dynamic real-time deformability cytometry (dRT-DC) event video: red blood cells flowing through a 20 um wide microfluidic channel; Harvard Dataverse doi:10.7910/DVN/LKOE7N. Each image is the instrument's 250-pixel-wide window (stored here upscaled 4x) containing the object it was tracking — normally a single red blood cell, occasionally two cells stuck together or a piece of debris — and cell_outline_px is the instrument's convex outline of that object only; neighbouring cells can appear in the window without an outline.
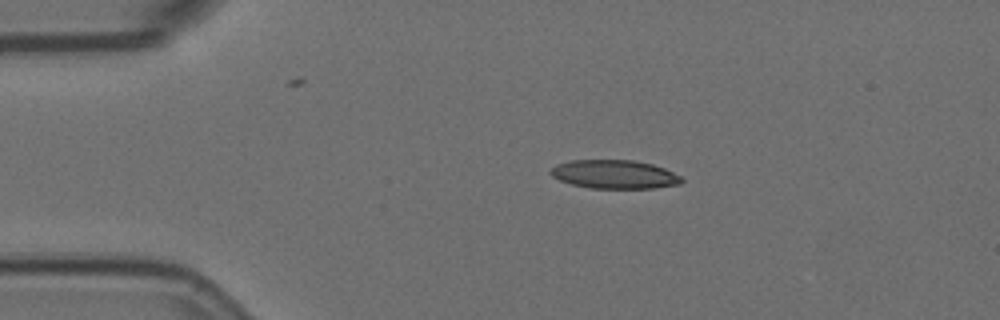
{"species": "Egyptian fruit bat (a non-hibernating species)", "species_latin": "Rousettus aegyptiacus", "temperature_condition": "room temperature", "stored_images_in_passage": 7, "camera_frame_rate_fps": 3000, "um_per_image_px": 0.085, "animal": {"sex": "female"}, "frame": {"image": 1, "passage_image": 1, "time_ms": 0.0, "image_size_px": [1000, 320], "cell_outline_px": [[684, 180], [680, 184], [656, 188], [592, 188], [572, 184], [560, 180], [552, 176], [548, 172], [556, 164], [572, 160], [632, 160], [652, 164], [664, 168], [680, 176]], "centroid_in_image_um": [52.23, 14.82], "position_along_channel_um": 32.8, "area_um2": 21.79}}
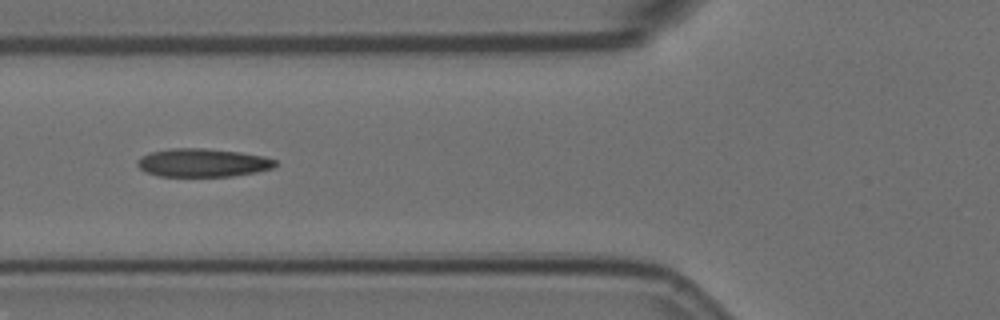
{"frame": {"image": 2, "passage_image": 4, "time_ms": 1.0, "image_size_px": [1000, 320], "cell_outline_px": [[276, 164], [272, 168], [256, 172], [232, 176], [160, 176], [144, 172], [136, 164], [136, 160], [140, 156], [152, 152], [172, 148], [204, 148], [240, 152], [264, 156], [276, 160]], "centroid_in_image_um": [17.2, 13.83], "position_along_channel_um": 108.6, "area_um2": 22.77}}
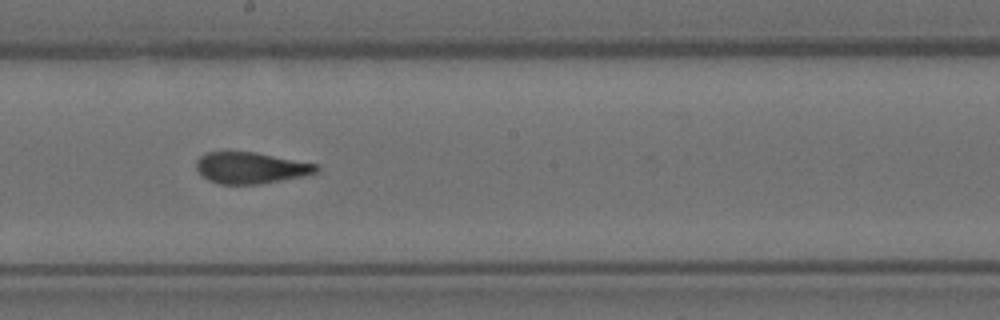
{"frame": {"image": 3, "passage_image": 7, "time_ms": 2.0, "image_size_px": [1000, 320], "cell_outline_px": [[320, 168], [316, 172], [304, 176], [260, 184], [220, 184], [208, 180], [196, 168], [196, 160], [200, 156], [208, 152], [256, 152], [316, 164]], "centroid_in_image_um": [21.31, 14.27], "position_along_channel_um": 226.9, "area_um2": 21.79}}